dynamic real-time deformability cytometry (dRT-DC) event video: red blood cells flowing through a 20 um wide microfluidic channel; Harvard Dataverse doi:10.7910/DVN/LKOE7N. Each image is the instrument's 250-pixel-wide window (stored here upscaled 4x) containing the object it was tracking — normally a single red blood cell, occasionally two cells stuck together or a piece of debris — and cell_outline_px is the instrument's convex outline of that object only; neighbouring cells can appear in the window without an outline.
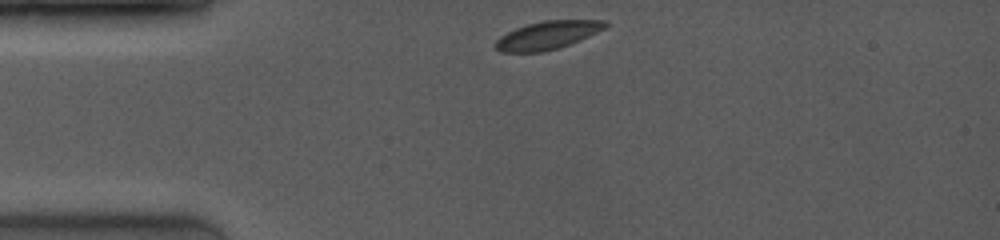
{"species": "common noctule bat (a hibernating species)", "species_latin": "Nyctalus noctula", "temperature_condition": "room temperature", "stored_images_in_passage": 47, "camera_frame_rate_fps": 4000, "um_per_image_px": 0.085, "animal": {"sex": "female", "body_mass_g": 19.0, "forearm_length_mm": 53.3}, "frame": {"image": 1, "passage_image": 1, "time_ms": 0.0, "image_size_px": [1000, 240], "cell_outline_px": [[608, 24], [604, 28], [580, 40], [544, 52], [500, 52], [492, 44], [500, 36], [516, 28], [528, 24], [544, 20], [608, 20]], "centroid_in_image_um": [46.5, 2.99], "position_along_channel_um": 38.5, "area_um2": 17.86}}
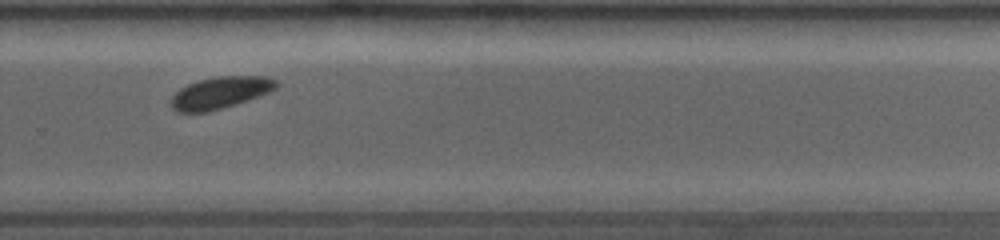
{"frame": {"image": 2, "passage_image": 34, "time_ms": 7.5, "image_size_px": [1000, 240], "cell_outline_px": [[280, 84], [276, 88], [260, 96], [208, 112], [176, 112], [172, 108], [172, 96], [180, 88], [188, 84], [200, 80], [220, 76], [264, 76], [276, 80]], "centroid_in_image_um": [18.73, 7.87], "position_along_channel_um": 311.1, "area_um2": 19.31}}
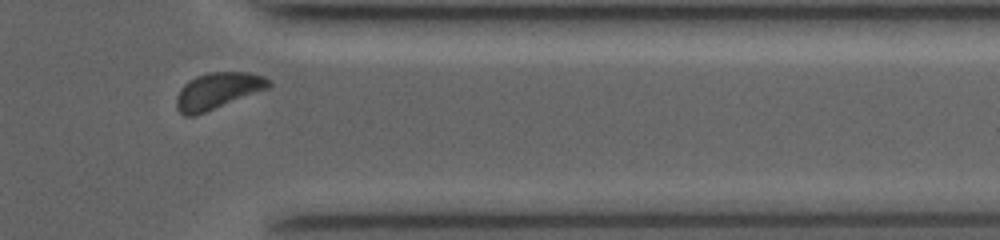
{"frame": {"image": 3, "passage_image": 42, "time_ms": 9.5, "image_size_px": [1000, 240], "cell_outline_px": [[272, 84], [268, 88], [196, 116], [184, 116], [176, 108], [176, 96], [180, 88], [184, 84], [196, 76], [208, 72], [248, 72], [264, 76]], "centroid_in_image_um": [18.47, 7.73], "position_along_channel_um": 392.9, "area_um2": 19.59}, "authors_computed_cell_mechanics": {"area_um2": 18.9584, "velocity_mm_per_s": 4.0555, "shape_relaxation_time_tau1_ms": 1.5509, "shape_relaxation_time_tau2_ms": null, "deformation_change_tau1": 0.0634, "deformation_change_tau2": null}}